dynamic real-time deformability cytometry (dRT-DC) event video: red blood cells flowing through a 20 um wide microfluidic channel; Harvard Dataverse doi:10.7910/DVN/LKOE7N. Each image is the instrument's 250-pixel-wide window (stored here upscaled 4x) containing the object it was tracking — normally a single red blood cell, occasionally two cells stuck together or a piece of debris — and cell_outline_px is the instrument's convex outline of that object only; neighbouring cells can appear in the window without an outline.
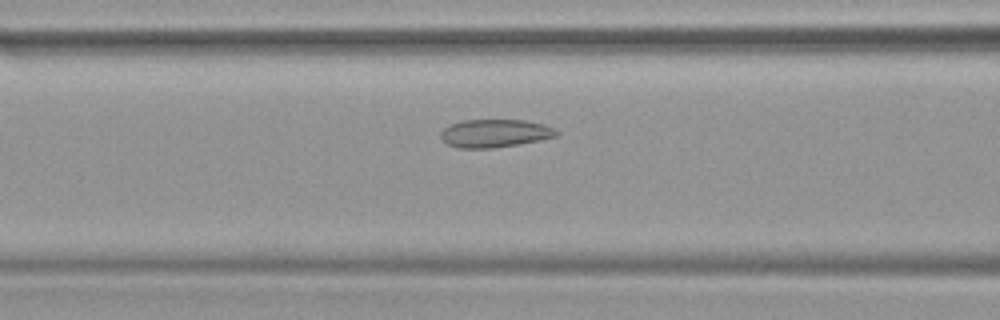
{"species": "common noctule bat (a hibernating species)", "species_latin": "Nyctalus noctula", "temperature_condition": "warm", "stored_images_in_passage": 46, "camera_frame_rate_fps": 3000, "um_per_image_px": 0.085, "animal": {"sex": "female", "body_mass_g": 19.9}, "frame": {"image": 1, "passage_image": 18, "time_ms": 5.667, "image_size_px": [1000, 320], "cell_outline_px": [[560, 132], [556, 136], [540, 140], [492, 148], [456, 148], [448, 144], [440, 136], [440, 132], [448, 124], [460, 120], [524, 120], [544, 124]], "centroid_in_image_um": [42.02, 11.32], "position_along_channel_um": 124.6, "area_um2": 18.9}}
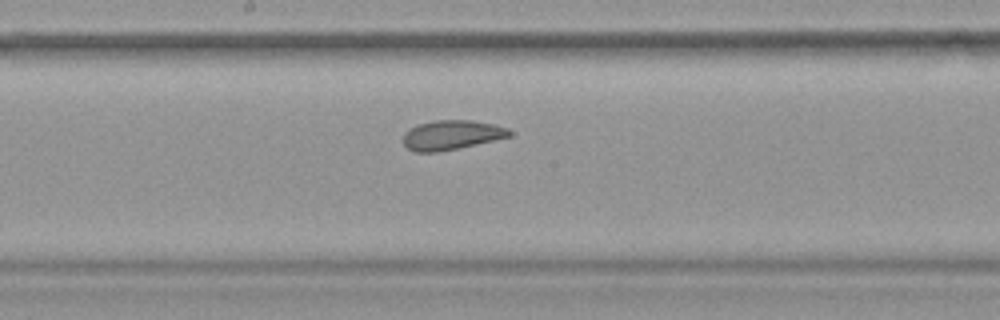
{"frame": {"image": 2, "passage_image": 24, "time_ms": 7.667, "image_size_px": [1000, 320], "cell_outline_px": [[512, 136], [440, 152], [416, 152], [408, 148], [404, 144], [404, 132], [408, 128], [420, 124], [436, 120], [472, 120], [492, 124], [508, 128], [512, 132]], "centroid_in_image_um": [38.38, 11.47], "position_along_channel_um": 209.8, "area_um2": 18.21}}
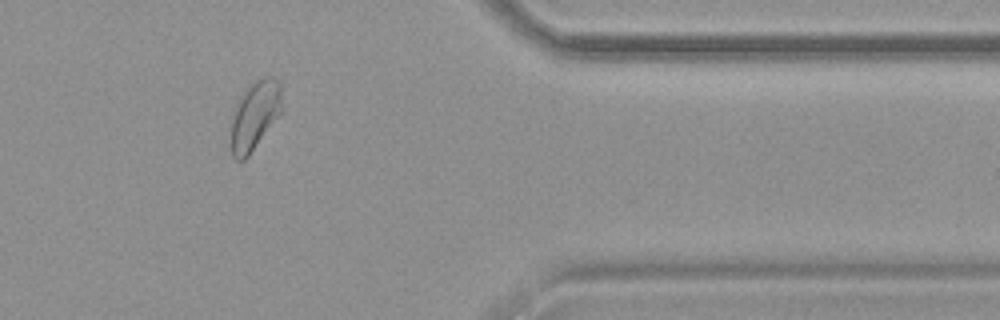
{"frame": {"image": 3, "passage_image": 38, "time_ms": 12.333, "image_size_px": [1000, 320], "cell_outline_px": [[280, 112], [248, 156], [244, 160], [236, 160], [232, 156], [228, 144], [232, 112], [240, 96], [256, 80], [264, 76], [276, 76], [280, 84]], "centroid_in_image_um": [21.57, 9.84], "position_along_channel_um": 389.8, "area_um2": 20.4}}